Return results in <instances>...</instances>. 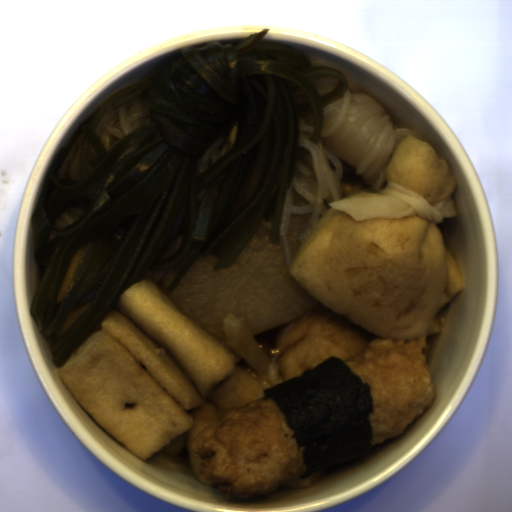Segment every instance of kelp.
I'll return each mask as SVG.
<instances>
[{"mask_svg":"<svg viewBox=\"0 0 512 512\" xmlns=\"http://www.w3.org/2000/svg\"><path fill=\"white\" fill-rule=\"evenodd\" d=\"M262 29L235 45L179 50L146 80L110 94L82 123L97 157L81 180L60 170L61 146L31 216L38 265L30 317L61 368L95 333L123 292L154 283L167 297L197 258L229 268L259 227L280 247L300 126L318 144L324 108L350 88L342 72ZM339 82L320 97L312 80ZM139 95L152 125L108 151L94 127Z\"/></svg>","mask_w":512,"mask_h":512,"instance_id":"1","label":"kelp"},{"mask_svg":"<svg viewBox=\"0 0 512 512\" xmlns=\"http://www.w3.org/2000/svg\"><path fill=\"white\" fill-rule=\"evenodd\" d=\"M262 398L273 400L298 451L302 448L305 472L300 479L339 469L373 451L372 387L341 358L333 355L263 390Z\"/></svg>","mask_w":512,"mask_h":512,"instance_id":"2","label":"kelp"}]
</instances>
